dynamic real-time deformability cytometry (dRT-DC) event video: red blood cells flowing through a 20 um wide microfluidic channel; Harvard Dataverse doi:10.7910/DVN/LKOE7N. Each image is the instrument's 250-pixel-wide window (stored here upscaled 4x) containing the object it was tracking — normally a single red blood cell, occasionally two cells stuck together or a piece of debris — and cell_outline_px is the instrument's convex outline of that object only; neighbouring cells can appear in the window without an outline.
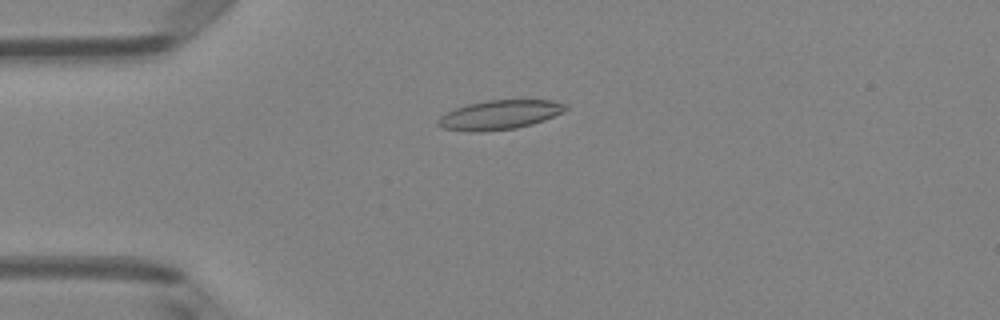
{"species": "Egyptian fruit bat (a non-hibernating species)", "species_latin": "Rousettus aegyptiacus", "temperature_condition": "room temperature", "stored_images_in_passage": 6, "camera_frame_rate_fps": 3000, "um_per_image_px": 0.085, "animal": {"sex": "female"}, "frame": {"image": 1, "passage_image": 4, "time_ms": 1.0, "image_size_px": [1000, 320], "cell_outline_px": [[568, 108], [564, 112], [544, 120], [532, 124], [516, 128], [484, 132], [468, 132], [440, 128], [436, 124], [436, 120], [440, 116], [456, 108], [468, 104], [488, 100], [552, 100], [568, 104]], "centroid_in_image_um": [42.46, 9.77], "position_along_channel_um": 42.5, "area_um2": 22.02}}
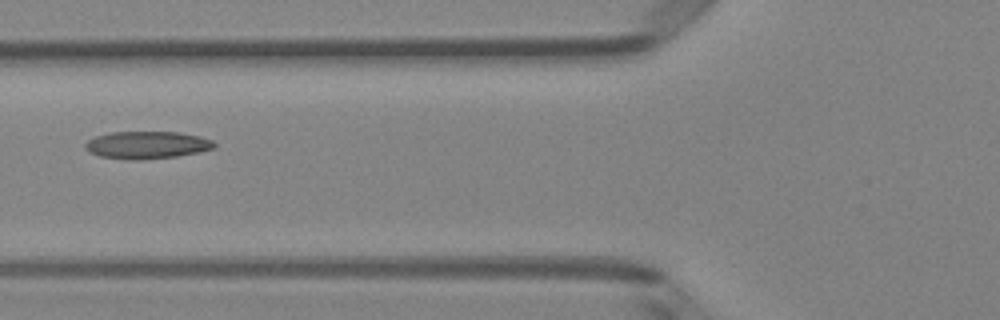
{"frame": {"image": 2, "passage_image": 6, "time_ms": 1.667, "image_size_px": [1000, 320], "cell_outline_px": [[216, 148], [200, 152], [176, 156], [136, 160], [128, 160], [100, 156], [88, 152], [84, 148], [84, 144], [88, 140], [96, 136], [112, 132], [176, 132], [200, 136], [212, 140], [216, 144]], "centroid_in_image_um": [12.49, 12.33], "position_along_channel_um": 113.3, "area_um2": 20.69}}